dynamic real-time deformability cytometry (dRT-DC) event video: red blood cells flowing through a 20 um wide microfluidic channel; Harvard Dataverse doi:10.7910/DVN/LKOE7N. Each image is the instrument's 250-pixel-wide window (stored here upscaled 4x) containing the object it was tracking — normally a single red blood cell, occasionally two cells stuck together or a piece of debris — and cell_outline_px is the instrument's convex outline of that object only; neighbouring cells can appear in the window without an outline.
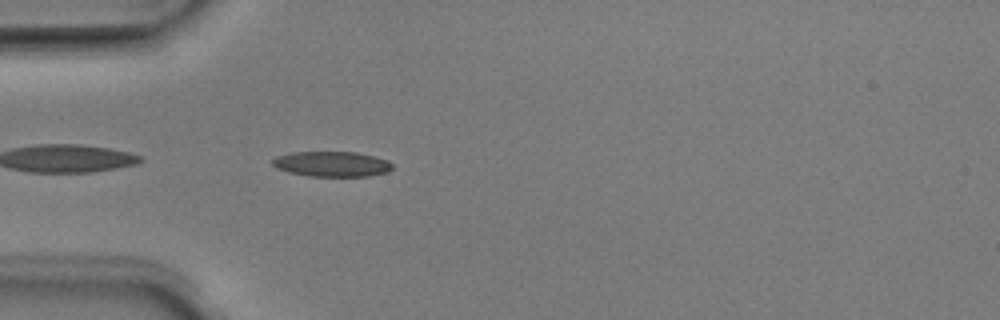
{"species": "Egyptian fruit bat (a non-hibernating species)", "species_latin": "Rousettus aegyptiacus", "temperature_condition": "room temperature", "stored_images_in_passage": 39, "camera_frame_rate_fps": 3000, "um_per_image_px": 0.085, "animal": {"sex": "male"}, "frame": {"image": 1, "passage_image": 3, "time_ms": 0.667, "image_size_px": [1000, 320], "cell_outline_px": [[392, 168], [388, 172], [368, 176], [308, 176], [288, 172], [276, 168], [272, 164], [272, 160], [276, 156], [292, 152], [356, 152], [388, 160], [392, 164]], "centroid_in_image_um": [28.18, 13.94], "position_along_channel_um": 56.8, "area_um2": 17.63}}
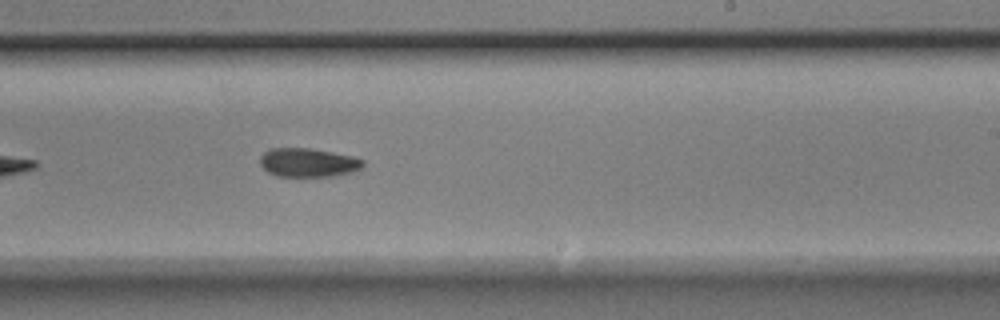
{"frame": {"image": 2, "passage_image": 19, "time_ms": 6.0, "image_size_px": [1000, 320], "cell_outline_px": [[364, 164], [360, 168], [352, 172], [332, 176], [276, 176], [268, 172], [260, 164], [260, 156], [268, 148], [308, 148], [332, 152], [352, 156], [364, 160]], "centroid_in_image_um": [26.16, 13.81], "position_along_channel_um": 262.8, "area_um2": 17.22}}
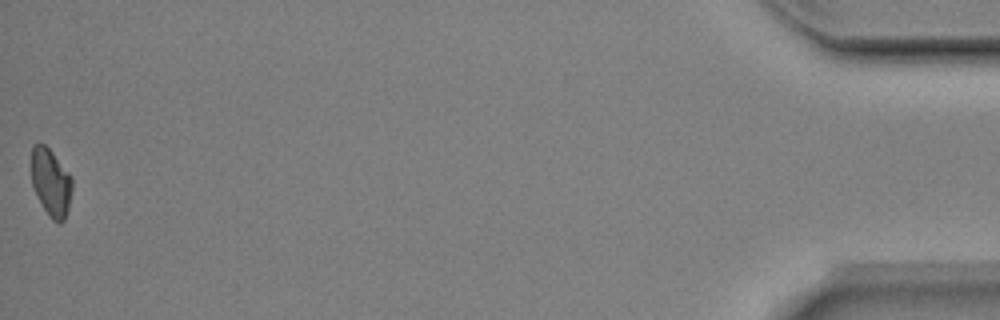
{"frame": {"image": 3, "passage_image": 39, "time_ms": 12.667, "image_size_px": [1000, 320], "cell_outline_px": [[72, 188], [68, 208], [64, 220], [60, 224], [52, 220], [44, 208], [32, 184], [32, 144], [40, 140], [52, 152], [72, 176]], "centroid_in_image_um": [4.33, 15.47], "position_along_channel_um": 430.9, "area_um2": 15.95}, "authors_computed_cell_mechanics": {"area_um2": 17.2244, "velocity_mm_per_s": 3.9609, "shape_relaxation_time_tau1_ms": 6.4324, "shape_relaxation_time_tau2_ms": null, "deformation_change_tau1": 0.1677, "deformation_change_tau2": null}}